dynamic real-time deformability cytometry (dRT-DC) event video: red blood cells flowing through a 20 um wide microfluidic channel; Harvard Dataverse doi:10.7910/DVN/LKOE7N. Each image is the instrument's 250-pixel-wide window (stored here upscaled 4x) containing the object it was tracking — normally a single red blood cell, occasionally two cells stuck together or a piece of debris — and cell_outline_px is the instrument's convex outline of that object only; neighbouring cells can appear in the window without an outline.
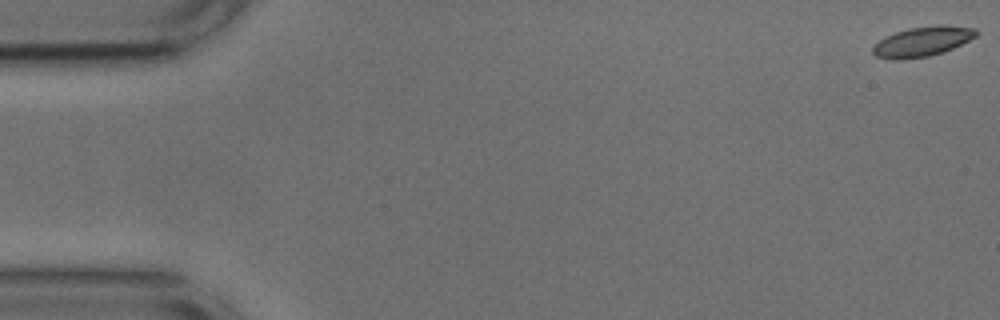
{"species": "common noctule bat (a hibernating species)", "species_latin": "Nyctalus noctula", "temperature_condition": "cold", "stored_images_in_passage": 8, "camera_frame_rate_fps": 3000, "um_per_image_px": 0.085, "animal": {"sex": "male", "body_mass_g": 17.9, "forearm_length_mm": 54.2}, "frame": {"image": 1, "passage_image": 1, "time_ms": 0.0, "image_size_px": [1000, 320], "cell_outline_px": [[980, 32], [976, 36], [944, 52], [928, 56], [900, 60], [892, 60], [876, 56], [872, 52], [872, 48], [884, 36], [908, 28], [940, 24], [944, 24], [976, 28]], "centroid_in_image_um": [78.41, 3.52], "position_along_channel_um": 6.6, "area_um2": 18.09}}